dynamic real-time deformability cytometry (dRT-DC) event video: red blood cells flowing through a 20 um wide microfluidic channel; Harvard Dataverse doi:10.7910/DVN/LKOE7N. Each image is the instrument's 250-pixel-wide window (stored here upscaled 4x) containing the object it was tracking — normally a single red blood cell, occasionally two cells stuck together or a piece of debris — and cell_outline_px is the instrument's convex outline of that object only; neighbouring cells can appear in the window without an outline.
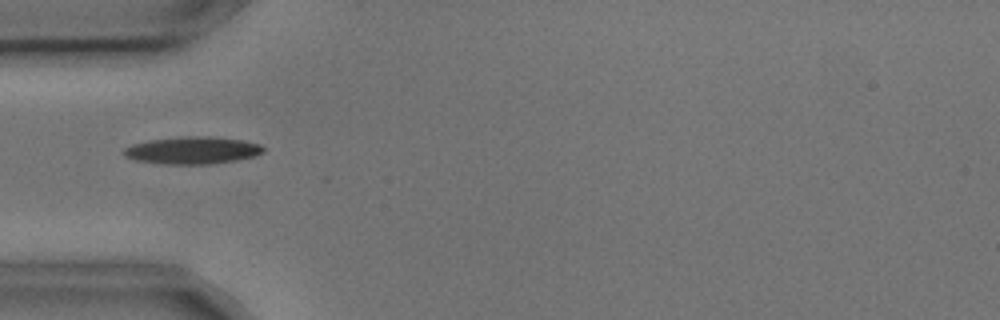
{"species": "common noctule bat (a hibernating species)", "species_latin": "Nyctalus noctula", "temperature_condition": "cold", "stored_images_in_passage": 6, "camera_frame_rate_fps": 3000, "um_per_image_px": 0.085, "animal": {"sex": "male", "body_mass_g": 17.9, "forearm_length_mm": 54.2}, "frame": {"image": 1, "passage_image": 5, "time_ms": 1.333, "image_size_px": [1000, 320], "cell_outline_px": [[268, 148], [264, 152], [256, 156], [236, 160], [208, 164], [164, 164], [136, 160], [124, 156], [124, 148], [132, 144], [152, 140], [180, 136], [208, 136], [244, 140], [260, 144]], "centroid_in_image_um": [16.42, 12.77], "position_along_channel_um": 68.6, "area_um2": 22.31}}